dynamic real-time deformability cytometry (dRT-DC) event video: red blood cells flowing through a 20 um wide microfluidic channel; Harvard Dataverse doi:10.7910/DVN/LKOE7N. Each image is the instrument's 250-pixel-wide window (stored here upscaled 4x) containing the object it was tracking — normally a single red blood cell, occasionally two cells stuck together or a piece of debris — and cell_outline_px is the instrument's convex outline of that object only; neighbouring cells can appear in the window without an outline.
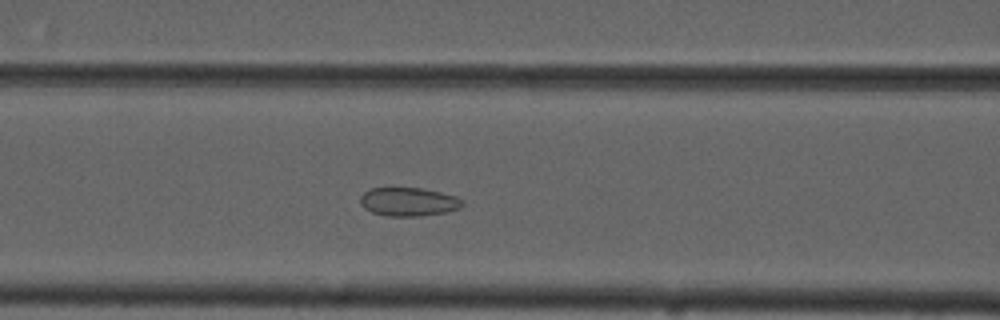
{"species": "common noctule bat (a hibernating species)", "species_latin": "Nyctalus noctula", "temperature_condition": "cold", "stored_images_in_passage": 17, "camera_frame_rate_fps": 3000, "um_per_image_px": 0.085, "animal": {"sex": "male", "forearm_length_mm": 52.5}, "frame": {"image": 1, "passage_image": 12, "time_ms": 3.667, "image_size_px": [1000, 320], "cell_outline_px": [[464, 204], [460, 208], [448, 212], [420, 216], [384, 216], [372, 212], [364, 208], [360, 204], [360, 196], [364, 192], [372, 188], [420, 188], [440, 192], [456, 196], [464, 200]], "centroid_in_image_um": [34.74, 17.16], "position_along_channel_um": 131.9, "area_um2": 17.17}}
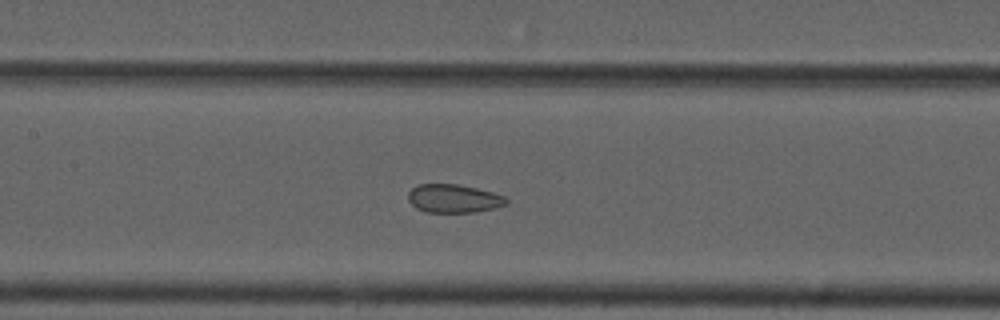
{"frame": {"image": 2, "passage_image": 15, "time_ms": 4.667, "image_size_px": [1000, 320], "cell_outline_px": [[508, 204], [496, 208], [476, 212], [424, 212], [416, 208], [408, 200], [408, 192], [412, 188], [420, 184], [456, 184], [476, 188], [492, 192], [504, 196], [508, 200]], "centroid_in_image_um": [38.57, 16.88], "position_along_channel_um": 168.8, "area_um2": 16.3}}